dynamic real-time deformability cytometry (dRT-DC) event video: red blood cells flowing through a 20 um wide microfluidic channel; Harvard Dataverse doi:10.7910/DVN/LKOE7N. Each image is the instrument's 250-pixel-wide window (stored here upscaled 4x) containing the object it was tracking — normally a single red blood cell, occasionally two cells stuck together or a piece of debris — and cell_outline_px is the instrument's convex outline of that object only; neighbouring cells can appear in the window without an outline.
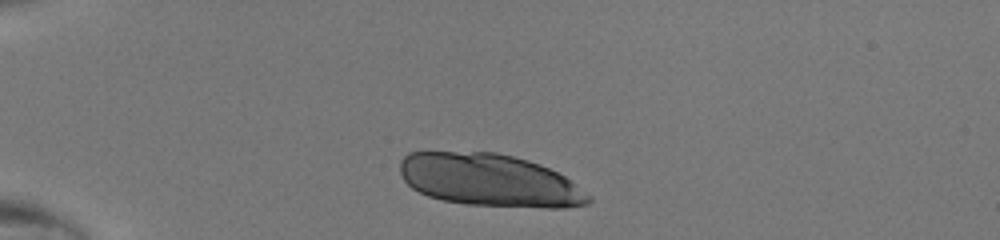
{"species": "human", "species_latin": "Homo sapiens", "temperature_condition": "room temperature", "stored_images_in_passage": 32, "camera_frame_rate_fps": 3000, "um_per_image_px": 0.085, "donor": {"sex": "male"}, "frame": {"image": 1, "passage_image": 1, "time_ms": 0.0, "image_size_px": [1000, 240], "cell_outline_px": [[592, 200], [588, 204], [564, 208], [544, 208], [468, 204], [444, 200], [428, 196], [412, 188], [404, 180], [400, 172], [400, 160], [408, 152], [496, 152], [528, 160], [540, 164], [564, 176], [592, 196]], "centroid_in_image_um": [41.63, 15.32], "position_along_channel_um": 43.4, "area_um2": 57.68}}